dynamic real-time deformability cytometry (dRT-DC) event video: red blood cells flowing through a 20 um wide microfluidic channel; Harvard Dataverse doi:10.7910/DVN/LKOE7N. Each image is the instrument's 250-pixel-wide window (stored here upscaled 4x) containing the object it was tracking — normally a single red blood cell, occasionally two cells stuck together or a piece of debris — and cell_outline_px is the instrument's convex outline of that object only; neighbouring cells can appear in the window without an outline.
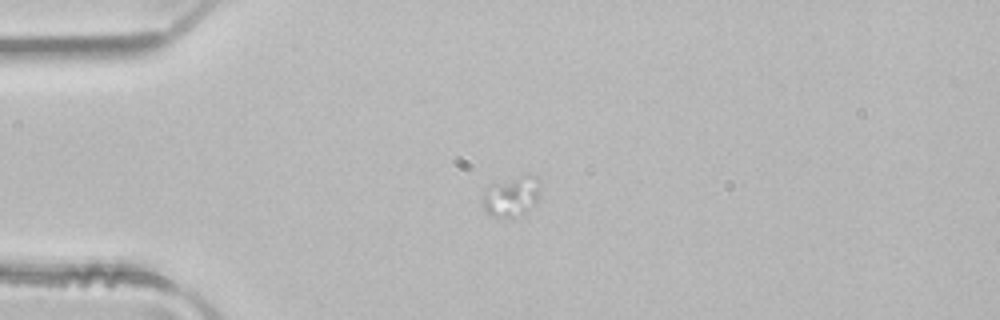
{"species": "common noctule bat (a hibernating species)", "species_latin": "Nyctalus noctula", "temperature_condition": "room temperature", "stored_images_in_passage": 5, "camera_frame_rate_fps": 3000, "um_per_image_px": 0.085, "animal": {"sex": "male", "body_mass_g": 21.5, "forearm_length_mm": 52.0}, "frame": {"image": 1, "passage_image": 3, "time_ms": 0.667, "image_size_px": [1000, 320], "cell_outline_px": [[540, 180], [536, 204], [512, 220], [492, 216], [484, 212], [480, 200], [480, 196], [488, 188], [496, 184], [520, 176], [536, 176]], "centroid_in_image_um": [43.43, 16.77], "position_along_channel_um": 41.6, "area_um2": 13.58}}